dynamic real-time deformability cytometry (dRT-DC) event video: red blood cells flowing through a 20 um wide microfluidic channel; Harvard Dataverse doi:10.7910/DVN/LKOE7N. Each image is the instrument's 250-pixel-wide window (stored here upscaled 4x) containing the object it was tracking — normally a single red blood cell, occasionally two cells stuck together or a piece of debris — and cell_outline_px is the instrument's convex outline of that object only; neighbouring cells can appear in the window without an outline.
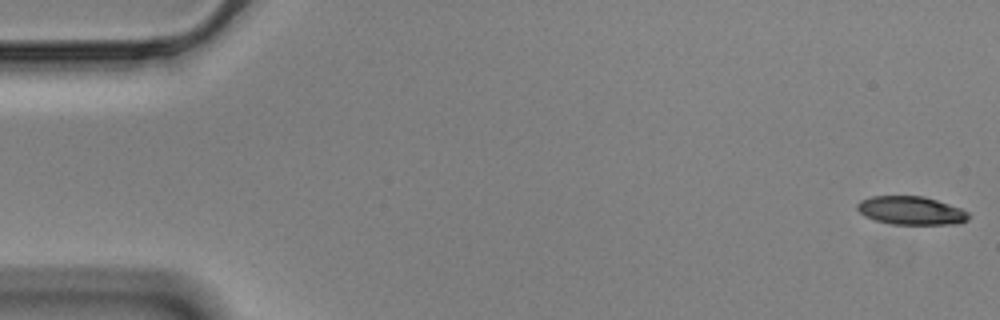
{"species": "Egyptian fruit bat (a non-hibernating species)", "species_latin": "Rousettus aegyptiacus", "temperature_condition": "cold", "stored_images_in_passage": 57, "camera_frame_rate_fps": 3000, "um_per_image_px": 0.085, "animal": {"sex": "male"}, "frame": {"image": 1, "passage_image": 1, "time_ms": 0.0, "image_size_px": [1000, 320], "cell_outline_px": [[968, 220], [956, 224], [892, 224], [876, 220], [864, 216], [856, 208], [856, 204], [860, 200], [872, 196], [924, 196], [960, 208], [968, 212]], "centroid_in_image_um": [77.41, 17.89], "position_along_channel_um": 7.6, "area_um2": 18.32}}
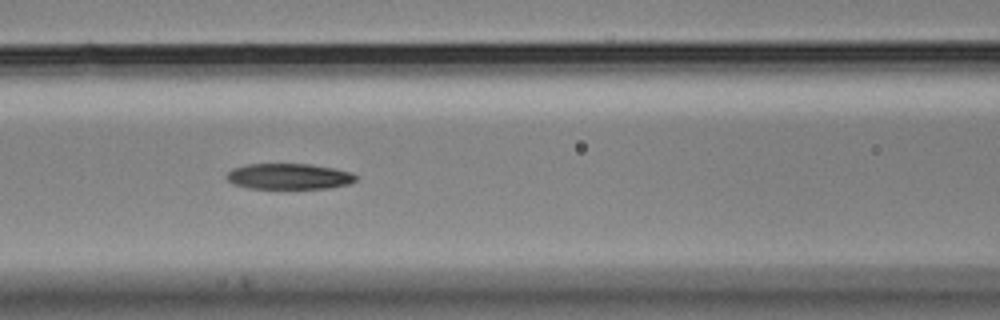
{"frame": {"image": 2, "passage_image": 24, "time_ms": 7.667, "image_size_px": [1000, 320], "cell_outline_px": [[356, 180], [348, 184], [332, 188], [248, 188], [232, 184], [224, 176], [232, 168], [248, 164], [308, 164], [332, 168], [352, 172], [356, 176]], "centroid_in_image_um": [24.53, 14.99], "position_along_channel_um": 142.1, "area_um2": 19.42}}
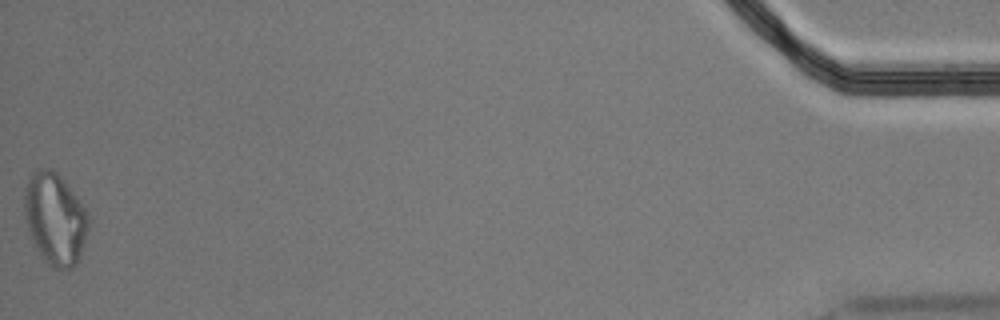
{"frame": {"image": 3, "passage_image": 57, "time_ms": 18.667, "image_size_px": [1000, 320], "cell_outline_px": [[88, 228], [80, 260], [72, 268], [52, 268], [44, 260], [28, 228], [24, 216], [24, 192], [28, 180], [32, 172], [36, 168], [52, 168], [64, 180], [88, 212]], "centroid_in_image_um": [4.69, 18.57], "position_along_channel_um": 430.5, "area_um2": 34.1}, "authors_computed_cell_mechanics": {"area_um2": 20.4612, "velocity_mm_per_s": 3.504, "shape_relaxation_time_tau1_ms": null, "shape_relaxation_time_tau2_ms": 4.768, "deformation_change_tau1": null, "deformation_change_tau2": 0.1398}}